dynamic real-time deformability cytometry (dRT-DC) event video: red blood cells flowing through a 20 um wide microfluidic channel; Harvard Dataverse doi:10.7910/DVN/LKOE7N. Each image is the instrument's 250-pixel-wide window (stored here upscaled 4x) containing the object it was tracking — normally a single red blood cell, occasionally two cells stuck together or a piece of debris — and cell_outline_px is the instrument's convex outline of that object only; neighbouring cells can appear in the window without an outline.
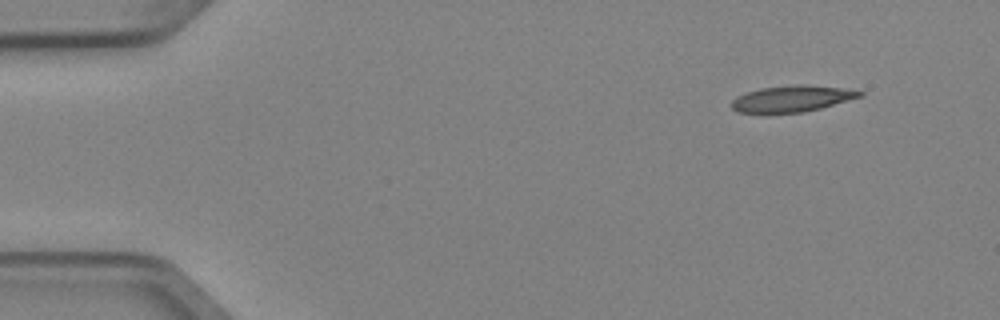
{"species": "Egyptian fruit bat (a non-hibernating species)", "species_latin": "Rousettus aegyptiacus", "temperature_condition": "cold", "stored_images_in_passage": 7, "camera_frame_rate_fps": 3000, "um_per_image_px": 0.085, "animal": {"sex": "female"}, "frame": {"image": 1, "passage_image": 1, "time_ms": 0.0, "image_size_px": [1000, 320], "cell_outline_px": [[864, 96], [820, 108], [804, 112], [736, 112], [732, 108], [732, 100], [736, 96], [760, 88], [796, 84], [800, 84], [840, 88], [864, 92]], "centroid_in_image_um": [67.32, 8.38], "position_along_channel_um": 17.7, "area_um2": 19.31}}
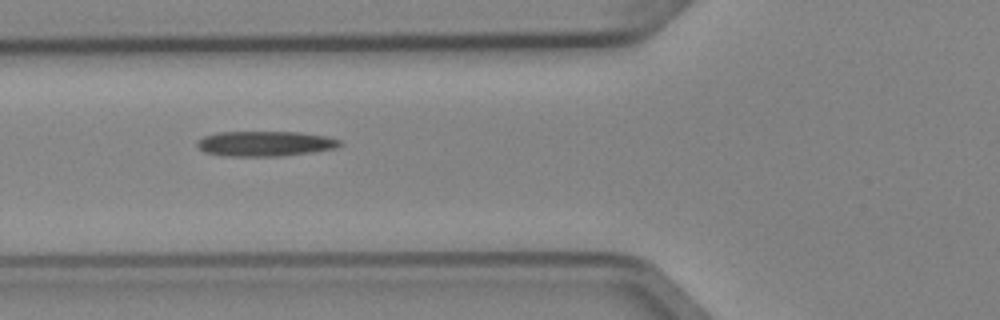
{"frame": {"image": 2, "passage_image": 5, "time_ms": 1.333, "image_size_px": [1000, 320], "cell_outline_px": [[344, 144], [336, 148], [312, 152], [280, 156], [224, 156], [204, 152], [196, 144], [196, 140], [204, 136], [216, 132], [300, 132], [328, 136], [340, 140]], "centroid_in_image_um": [22.54, 12.2], "position_along_channel_um": 103.3, "area_um2": 21.1}}